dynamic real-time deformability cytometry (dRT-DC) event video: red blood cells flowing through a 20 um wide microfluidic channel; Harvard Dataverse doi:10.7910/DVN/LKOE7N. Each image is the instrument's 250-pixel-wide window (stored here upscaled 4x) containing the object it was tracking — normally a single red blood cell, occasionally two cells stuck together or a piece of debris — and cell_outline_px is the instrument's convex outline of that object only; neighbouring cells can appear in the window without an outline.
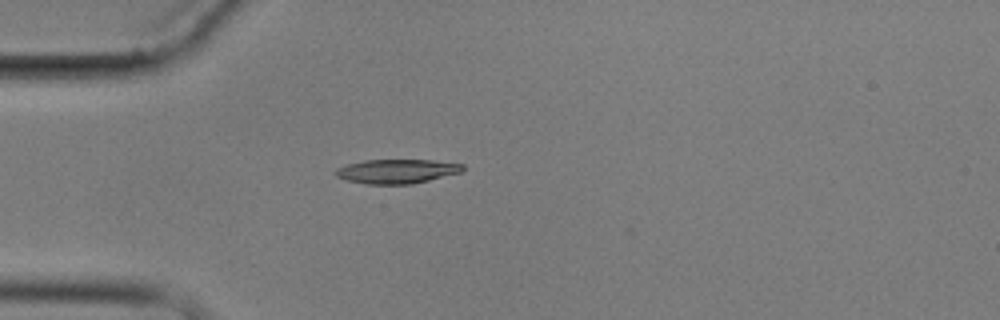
{"species": "common noctule bat (a hibernating species)", "species_latin": "Nyctalus noctula", "temperature_condition": "cold", "stored_images_in_passage": 3, "camera_frame_rate_fps": 3000, "um_per_image_px": 0.085, "animal": {"sex": "male", "body_mass_g": 17.9}, "frame": {"image": 1, "passage_image": 3, "time_ms": 3.0, "image_size_px": [1000, 320], "cell_outline_px": [[464, 168], [460, 172], [412, 184], [368, 184], [344, 180], [336, 176], [336, 168], [344, 164], [364, 160], [432, 160], [464, 164]], "centroid_in_image_um": [33.67, 14.55], "position_along_channel_um": 51.3, "area_um2": 17.92}}